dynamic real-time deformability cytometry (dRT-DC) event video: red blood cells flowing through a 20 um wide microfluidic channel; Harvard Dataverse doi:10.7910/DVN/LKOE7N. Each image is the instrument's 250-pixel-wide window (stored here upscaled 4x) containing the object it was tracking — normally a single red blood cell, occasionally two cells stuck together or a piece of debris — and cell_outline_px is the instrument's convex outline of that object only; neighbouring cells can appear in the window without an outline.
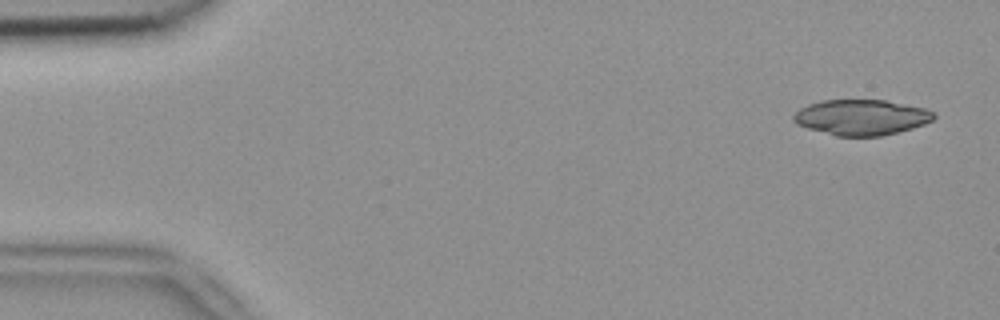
{"species": "common noctule bat (a hibernating species)", "species_latin": "Nyctalus noctula", "temperature_condition": "room temperature", "stored_images_in_passage": 5, "camera_frame_rate_fps": 3000, "um_per_image_px": 0.085, "animal": {"sex": "female", "body_mass_g": 18.4}, "frame": {"image": 1, "passage_image": 1, "time_ms": 0.0, "image_size_px": [1000, 320], "cell_outline_px": [[936, 116], [932, 120], [924, 124], [912, 128], [880, 136], [836, 136], [808, 128], [796, 124], [792, 120], [792, 116], [800, 108], [808, 104], [820, 100], [884, 100], [924, 108], [936, 112]], "centroid_in_image_um": [73.19, 9.97], "position_along_channel_um": 11.8, "area_um2": 29.02}}